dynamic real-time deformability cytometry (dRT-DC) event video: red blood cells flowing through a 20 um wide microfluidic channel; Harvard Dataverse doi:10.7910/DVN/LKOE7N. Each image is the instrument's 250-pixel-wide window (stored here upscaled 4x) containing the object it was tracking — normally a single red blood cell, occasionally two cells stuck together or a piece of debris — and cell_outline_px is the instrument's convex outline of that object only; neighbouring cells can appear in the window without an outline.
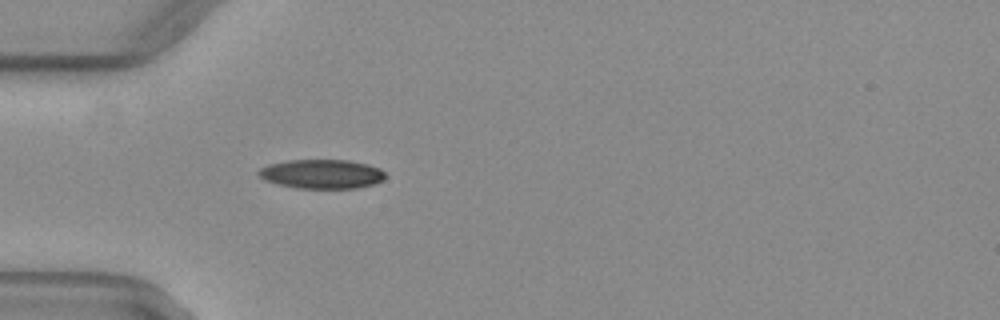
{"species": "common noctule bat (a hibernating species)", "species_latin": "Nyctalus noctula", "temperature_condition": "warm", "stored_images_in_passage": 32, "camera_frame_rate_fps": 3000, "um_per_image_px": 0.085, "animal": {"sex": "female", "body_mass_g": 29.2, "forearm_length_mm": 56.3}, "frame": {"image": 1, "passage_image": 1, "time_ms": 0.0, "image_size_px": [1000, 320], "cell_outline_px": [[384, 180], [376, 184], [356, 188], [296, 188], [264, 180], [256, 172], [260, 168], [268, 164], [288, 160], [348, 160], [368, 164], [380, 168], [384, 172]], "centroid_in_image_um": [27.36, 14.78], "position_along_channel_um": 57.6, "area_um2": 21.62}}
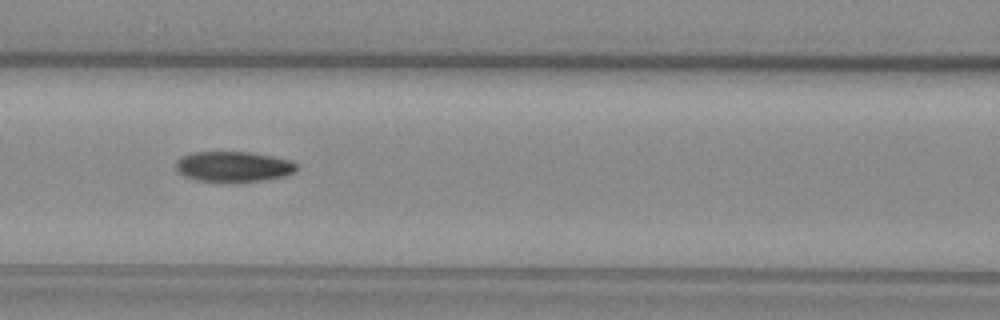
{"frame": {"image": 2, "passage_image": 8, "time_ms": 2.333, "image_size_px": [1000, 320], "cell_outline_px": [[296, 172], [284, 176], [264, 180], [196, 180], [184, 176], [176, 168], [176, 160], [180, 156], [192, 152], [252, 152], [272, 156], [288, 160], [296, 164]], "centroid_in_image_um": [19.82, 14.13], "position_along_channel_um": 146.8, "area_um2": 20.92}}
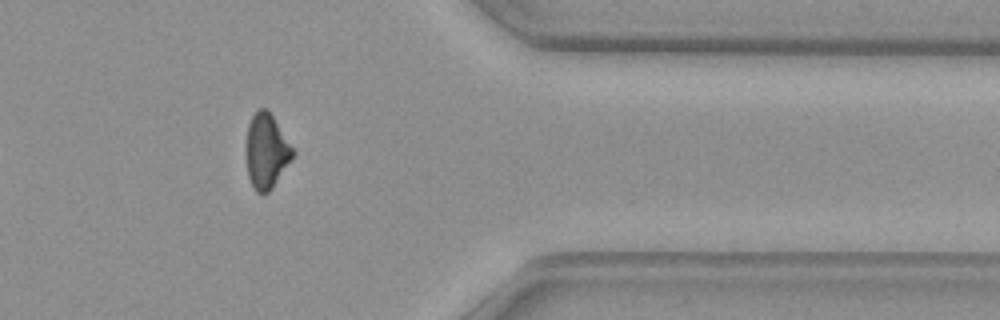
{"frame": {"image": 3, "passage_image": 27, "time_ms": 8.667, "image_size_px": [1000, 320], "cell_outline_px": [[296, 152], [272, 188], [268, 192], [256, 192], [248, 176], [244, 152], [244, 148], [248, 124], [252, 116], [260, 108], [268, 108]], "centroid_in_image_um": [22.61, 12.81], "position_along_channel_um": 388.8, "area_um2": 20.58}, "authors_computed_cell_mechanics": {"area_um2": 21.6461, "velocity_mm_per_s": 4.0854, "shape_relaxation_time_tau1_ms": null, "shape_relaxation_time_tau2_ms": 9.3144, "deformation_change_tau1": null, "deformation_change_tau2": 0.1657}}